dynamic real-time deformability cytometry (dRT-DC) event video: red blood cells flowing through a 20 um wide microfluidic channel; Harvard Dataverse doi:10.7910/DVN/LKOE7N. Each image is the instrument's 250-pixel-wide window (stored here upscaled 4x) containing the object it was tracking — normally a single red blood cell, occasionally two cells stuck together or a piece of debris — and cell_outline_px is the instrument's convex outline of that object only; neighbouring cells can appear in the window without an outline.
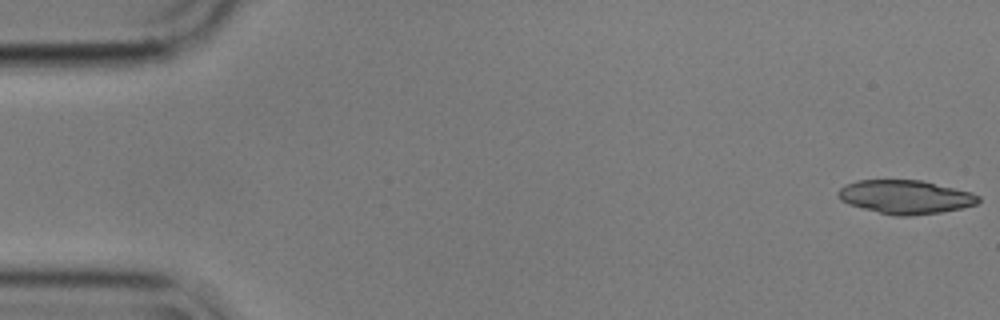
{"species": "common noctule bat (a hibernating species)", "species_latin": "Nyctalus noctula", "temperature_condition": "cold", "stored_images_in_passage": 14, "camera_frame_rate_fps": 3000, "um_per_image_px": 0.085, "animal": {"sex": "male", "body_mass_g": 17.9}, "frame": {"image": 1, "passage_image": 1, "time_ms": 0.0, "image_size_px": [1000, 320], "cell_outline_px": [[980, 200], [976, 204], [960, 208], [940, 212], [908, 216], [896, 216], [848, 204], [840, 200], [836, 192], [844, 184], [856, 180], [920, 180], [972, 192], [980, 196]], "centroid_in_image_um": [76.93, 16.73], "position_along_channel_um": 8.1, "area_um2": 27.4}}
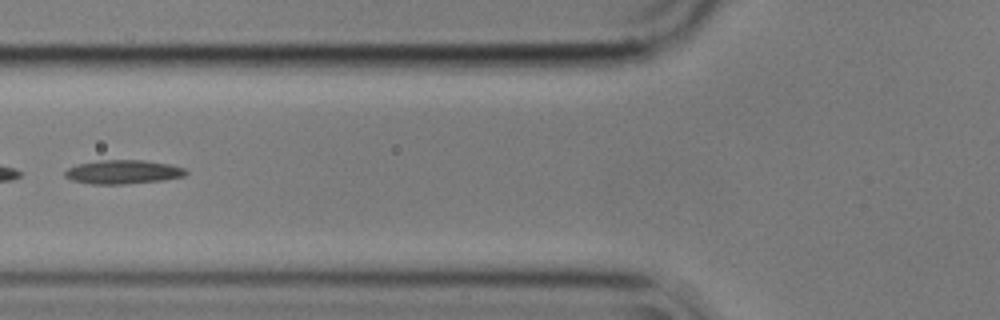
{"frame": {"image": 2, "passage_image": 6, "time_ms": 1.667, "image_size_px": [1000, 320], "cell_outline_px": [[188, 172], [184, 176], [164, 180], [120, 184], [92, 184], [72, 180], [64, 176], [64, 172], [68, 168], [76, 164], [100, 160], [144, 160], [168, 164], [184, 168]], "centroid_in_image_um": [10.43, 14.61], "position_along_channel_um": 115.4, "area_um2": 16.76}}
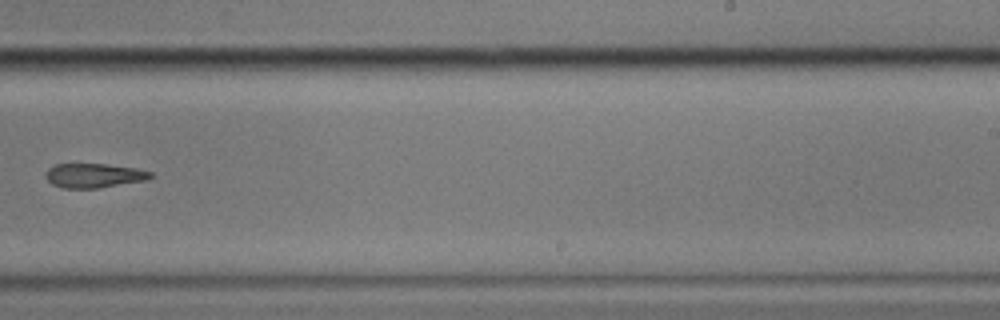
{"frame": {"image": 3, "passage_image": 10, "time_ms": 3.0, "image_size_px": [1000, 320], "cell_outline_px": [[156, 176], [148, 180], [96, 188], [60, 188], [52, 184], [44, 176], [48, 168], [56, 164], [108, 164], [136, 168], [152, 172]], "centroid_in_image_um": [8.01, 14.92], "position_along_channel_um": 281.0, "area_um2": 15.03}}